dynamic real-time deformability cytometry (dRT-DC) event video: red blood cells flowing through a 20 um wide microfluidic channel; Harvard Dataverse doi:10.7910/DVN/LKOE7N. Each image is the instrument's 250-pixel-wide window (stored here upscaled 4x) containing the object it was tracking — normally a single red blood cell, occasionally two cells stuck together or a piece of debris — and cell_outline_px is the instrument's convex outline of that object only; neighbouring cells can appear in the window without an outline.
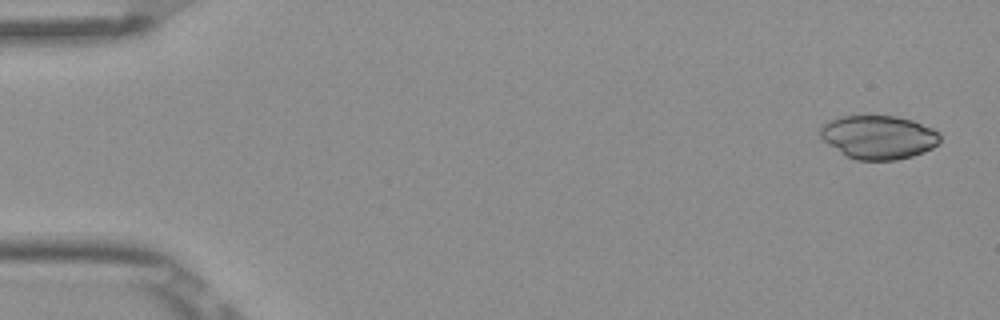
{"species": "Egyptian fruit bat (a non-hibernating species)", "species_latin": "Rousettus aegyptiacus", "temperature_condition": "room temperature", "stored_images_in_passage": 5, "camera_frame_rate_fps": 3000, "um_per_image_px": 0.085, "frame": {"image": 1, "passage_image": 1, "time_ms": 0.0, "image_size_px": [1000, 320], "cell_outline_px": [[940, 140], [932, 148], [924, 152], [912, 156], [896, 160], [856, 160], [848, 156], [828, 144], [820, 136], [820, 124], [828, 120], [840, 116], [896, 116], [912, 120], [932, 128], [940, 132]], "centroid_in_image_um": [74.66, 11.65], "position_along_channel_um": 10.3, "area_um2": 30.46}}
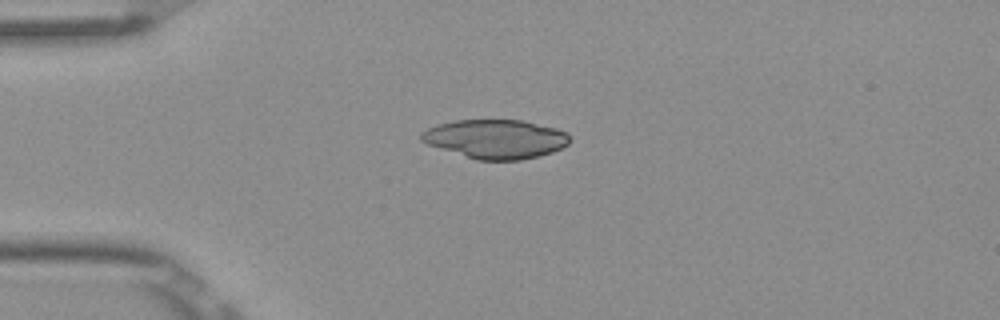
{"frame": {"image": 2, "passage_image": 4, "time_ms": 1.0, "image_size_px": [1000, 320], "cell_outline_px": [[572, 140], [568, 144], [552, 152], [520, 160], [476, 160], [428, 144], [420, 140], [420, 132], [436, 124], [456, 120], [520, 120], [556, 128], [568, 132], [572, 136]], "centroid_in_image_um": [42.14, 11.81], "position_along_channel_um": 42.9, "area_um2": 33.76}}